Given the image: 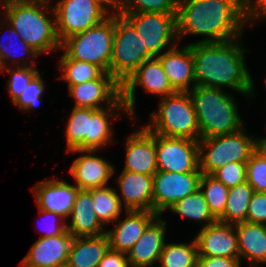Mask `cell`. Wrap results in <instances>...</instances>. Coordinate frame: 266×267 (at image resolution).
Returning <instances> with one entry per match:
<instances>
[{
    "label": "cell",
    "instance_id": "obj_1",
    "mask_svg": "<svg viewBox=\"0 0 266 267\" xmlns=\"http://www.w3.org/2000/svg\"><path fill=\"white\" fill-rule=\"evenodd\" d=\"M247 23L244 0H178L177 36L204 35L194 43L238 39Z\"/></svg>",
    "mask_w": 266,
    "mask_h": 267
},
{
    "label": "cell",
    "instance_id": "obj_2",
    "mask_svg": "<svg viewBox=\"0 0 266 267\" xmlns=\"http://www.w3.org/2000/svg\"><path fill=\"white\" fill-rule=\"evenodd\" d=\"M238 41L190 43L196 85L218 89L224 86L248 95V99L254 96V81L244 58L246 50Z\"/></svg>",
    "mask_w": 266,
    "mask_h": 267
},
{
    "label": "cell",
    "instance_id": "obj_3",
    "mask_svg": "<svg viewBox=\"0 0 266 267\" xmlns=\"http://www.w3.org/2000/svg\"><path fill=\"white\" fill-rule=\"evenodd\" d=\"M50 1L8 0L2 13L20 38L39 54L61 50L56 33L55 13ZM48 10H47V8ZM50 11V12H49ZM46 13V14H45ZM52 15L50 16L47 15Z\"/></svg>",
    "mask_w": 266,
    "mask_h": 267
},
{
    "label": "cell",
    "instance_id": "obj_4",
    "mask_svg": "<svg viewBox=\"0 0 266 267\" xmlns=\"http://www.w3.org/2000/svg\"><path fill=\"white\" fill-rule=\"evenodd\" d=\"M200 139L232 134L243 128L235 99L223 89L195 85L190 89Z\"/></svg>",
    "mask_w": 266,
    "mask_h": 267
},
{
    "label": "cell",
    "instance_id": "obj_5",
    "mask_svg": "<svg viewBox=\"0 0 266 267\" xmlns=\"http://www.w3.org/2000/svg\"><path fill=\"white\" fill-rule=\"evenodd\" d=\"M118 110L128 115L122 97L113 105L101 109H72L64 137H66L67 153L73 150H99L112 139L110 128L111 116L118 118ZM116 112V114H115ZM111 118V119H110Z\"/></svg>",
    "mask_w": 266,
    "mask_h": 267
},
{
    "label": "cell",
    "instance_id": "obj_6",
    "mask_svg": "<svg viewBox=\"0 0 266 267\" xmlns=\"http://www.w3.org/2000/svg\"><path fill=\"white\" fill-rule=\"evenodd\" d=\"M159 109L150 114V123L145 127L169 138L200 139L197 115L189 92H176L162 97Z\"/></svg>",
    "mask_w": 266,
    "mask_h": 267
},
{
    "label": "cell",
    "instance_id": "obj_7",
    "mask_svg": "<svg viewBox=\"0 0 266 267\" xmlns=\"http://www.w3.org/2000/svg\"><path fill=\"white\" fill-rule=\"evenodd\" d=\"M245 129L243 127L232 134L199 139L200 171L212 175L227 163L247 162L258 149L259 138L246 135Z\"/></svg>",
    "mask_w": 266,
    "mask_h": 267
},
{
    "label": "cell",
    "instance_id": "obj_8",
    "mask_svg": "<svg viewBox=\"0 0 266 267\" xmlns=\"http://www.w3.org/2000/svg\"><path fill=\"white\" fill-rule=\"evenodd\" d=\"M114 38V13L101 23L64 39L61 49L71 59L99 66L110 74Z\"/></svg>",
    "mask_w": 266,
    "mask_h": 267
},
{
    "label": "cell",
    "instance_id": "obj_9",
    "mask_svg": "<svg viewBox=\"0 0 266 267\" xmlns=\"http://www.w3.org/2000/svg\"><path fill=\"white\" fill-rule=\"evenodd\" d=\"M152 58L134 25L124 15L114 13L110 74L123 85L144 61Z\"/></svg>",
    "mask_w": 266,
    "mask_h": 267
},
{
    "label": "cell",
    "instance_id": "obj_10",
    "mask_svg": "<svg viewBox=\"0 0 266 267\" xmlns=\"http://www.w3.org/2000/svg\"><path fill=\"white\" fill-rule=\"evenodd\" d=\"M53 8L60 42L96 26L110 15L97 0H60Z\"/></svg>",
    "mask_w": 266,
    "mask_h": 267
},
{
    "label": "cell",
    "instance_id": "obj_11",
    "mask_svg": "<svg viewBox=\"0 0 266 267\" xmlns=\"http://www.w3.org/2000/svg\"><path fill=\"white\" fill-rule=\"evenodd\" d=\"M119 14L124 15L134 25L138 36L141 38L143 47L146 48L152 57H158L165 48L168 47L170 49L177 44V14Z\"/></svg>",
    "mask_w": 266,
    "mask_h": 267
},
{
    "label": "cell",
    "instance_id": "obj_12",
    "mask_svg": "<svg viewBox=\"0 0 266 267\" xmlns=\"http://www.w3.org/2000/svg\"><path fill=\"white\" fill-rule=\"evenodd\" d=\"M199 140L169 138L155 134L158 171L201 172L199 169Z\"/></svg>",
    "mask_w": 266,
    "mask_h": 267
},
{
    "label": "cell",
    "instance_id": "obj_13",
    "mask_svg": "<svg viewBox=\"0 0 266 267\" xmlns=\"http://www.w3.org/2000/svg\"><path fill=\"white\" fill-rule=\"evenodd\" d=\"M202 172L157 171L153 175V212L158 216L200 188Z\"/></svg>",
    "mask_w": 266,
    "mask_h": 267
},
{
    "label": "cell",
    "instance_id": "obj_14",
    "mask_svg": "<svg viewBox=\"0 0 266 267\" xmlns=\"http://www.w3.org/2000/svg\"><path fill=\"white\" fill-rule=\"evenodd\" d=\"M137 85L148 93L161 95V98L176 93L169 83L160 60L153 57L144 61L122 85V99L131 119L134 118L135 113Z\"/></svg>",
    "mask_w": 266,
    "mask_h": 267
},
{
    "label": "cell",
    "instance_id": "obj_15",
    "mask_svg": "<svg viewBox=\"0 0 266 267\" xmlns=\"http://www.w3.org/2000/svg\"><path fill=\"white\" fill-rule=\"evenodd\" d=\"M68 91L77 108L101 109V103L113 106L122 97V85L108 72L98 79L70 86Z\"/></svg>",
    "mask_w": 266,
    "mask_h": 267
},
{
    "label": "cell",
    "instance_id": "obj_16",
    "mask_svg": "<svg viewBox=\"0 0 266 267\" xmlns=\"http://www.w3.org/2000/svg\"><path fill=\"white\" fill-rule=\"evenodd\" d=\"M194 239L198 256L239 258L235 224L216 221L205 228H201Z\"/></svg>",
    "mask_w": 266,
    "mask_h": 267
},
{
    "label": "cell",
    "instance_id": "obj_17",
    "mask_svg": "<svg viewBox=\"0 0 266 267\" xmlns=\"http://www.w3.org/2000/svg\"><path fill=\"white\" fill-rule=\"evenodd\" d=\"M73 236L67 230L56 236L40 237L22 259V267H62L67 264Z\"/></svg>",
    "mask_w": 266,
    "mask_h": 267
},
{
    "label": "cell",
    "instance_id": "obj_18",
    "mask_svg": "<svg viewBox=\"0 0 266 267\" xmlns=\"http://www.w3.org/2000/svg\"><path fill=\"white\" fill-rule=\"evenodd\" d=\"M32 190L39 210L54 212L67 221L80 189L63 180L48 179L38 182Z\"/></svg>",
    "mask_w": 266,
    "mask_h": 267
},
{
    "label": "cell",
    "instance_id": "obj_19",
    "mask_svg": "<svg viewBox=\"0 0 266 267\" xmlns=\"http://www.w3.org/2000/svg\"><path fill=\"white\" fill-rule=\"evenodd\" d=\"M125 213L127 217L120 221L117 219L113 229L105 230V233L110 249L127 254L158 215L145 210H125Z\"/></svg>",
    "mask_w": 266,
    "mask_h": 267
},
{
    "label": "cell",
    "instance_id": "obj_20",
    "mask_svg": "<svg viewBox=\"0 0 266 267\" xmlns=\"http://www.w3.org/2000/svg\"><path fill=\"white\" fill-rule=\"evenodd\" d=\"M97 150H73L72 153H82L76 158L71 167L70 174L76 181L79 189H90L107 186V182L114 174V166L102 157L93 155Z\"/></svg>",
    "mask_w": 266,
    "mask_h": 267
},
{
    "label": "cell",
    "instance_id": "obj_21",
    "mask_svg": "<svg viewBox=\"0 0 266 267\" xmlns=\"http://www.w3.org/2000/svg\"><path fill=\"white\" fill-rule=\"evenodd\" d=\"M125 148L126 159L123 170L152 176L158 171L155 134L145 126L127 138Z\"/></svg>",
    "mask_w": 266,
    "mask_h": 267
},
{
    "label": "cell",
    "instance_id": "obj_22",
    "mask_svg": "<svg viewBox=\"0 0 266 267\" xmlns=\"http://www.w3.org/2000/svg\"><path fill=\"white\" fill-rule=\"evenodd\" d=\"M167 75L170 85L176 92H189L196 85L194 76V58L191 44L178 48L176 44L157 57ZM194 83V84H193Z\"/></svg>",
    "mask_w": 266,
    "mask_h": 267
},
{
    "label": "cell",
    "instance_id": "obj_23",
    "mask_svg": "<svg viewBox=\"0 0 266 267\" xmlns=\"http://www.w3.org/2000/svg\"><path fill=\"white\" fill-rule=\"evenodd\" d=\"M166 221L158 216L128 251L129 267H149L159 262L165 244Z\"/></svg>",
    "mask_w": 266,
    "mask_h": 267
},
{
    "label": "cell",
    "instance_id": "obj_24",
    "mask_svg": "<svg viewBox=\"0 0 266 267\" xmlns=\"http://www.w3.org/2000/svg\"><path fill=\"white\" fill-rule=\"evenodd\" d=\"M121 195H117L125 210L153 211V176L123 170L118 176ZM122 197V198H120Z\"/></svg>",
    "mask_w": 266,
    "mask_h": 267
},
{
    "label": "cell",
    "instance_id": "obj_25",
    "mask_svg": "<svg viewBox=\"0 0 266 267\" xmlns=\"http://www.w3.org/2000/svg\"><path fill=\"white\" fill-rule=\"evenodd\" d=\"M93 208L91 192L80 189L72 207L70 224H66L73 237L97 236L106 232Z\"/></svg>",
    "mask_w": 266,
    "mask_h": 267
},
{
    "label": "cell",
    "instance_id": "obj_26",
    "mask_svg": "<svg viewBox=\"0 0 266 267\" xmlns=\"http://www.w3.org/2000/svg\"><path fill=\"white\" fill-rule=\"evenodd\" d=\"M237 233L240 263L244 259L250 267H259L266 263V225L240 222L235 224ZM257 264V265H256Z\"/></svg>",
    "mask_w": 266,
    "mask_h": 267
},
{
    "label": "cell",
    "instance_id": "obj_27",
    "mask_svg": "<svg viewBox=\"0 0 266 267\" xmlns=\"http://www.w3.org/2000/svg\"><path fill=\"white\" fill-rule=\"evenodd\" d=\"M109 248L106 233L97 236L74 237L66 265L68 267H97Z\"/></svg>",
    "mask_w": 266,
    "mask_h": 267
},
{
    "label": "cell",
    "instance_id": "obj_28",
    "mask_svg": "<svg viewBox=\"0 0 266 267\" xmlns=\"http://www.w3.org/2000/svg\"><path fill=\"white\" fill-rule=\"evenodd\" d=\"M168 210L172 213L182 216L195 222H205L203 228L218 221L211 213L209 205L200 188L192 194H189L182 200L176 202Z\"/></svg>",
    "mask_w": 266,
    "mask_h": 267
},
{
    "label": "cell",
    "instance_id": "obj_29",
    "mask_svg": "<svg viewBox=\"0 0 266 267\" xmlns=\"http://www.w3.org/2000/svg\"><path fill=\"white\" fill-rule=\"evenodd\" d=\"M88 190L91 192L96 216L104 226L119 219L123 205L115 188L104 186Z\"/></svg>",
    "mask_w": 266,
    "mask_h": 267
},
{
    "label": "cell",
    "instance_id": "obj_30",
    "mask_svg": "<svg viewBox=\"0 0 266 267\" xmlns=\"http://www.w3.org/2000/svg\"><path fill=\"white\" fill-rule=\"evenodd\" d=\"M253 193V187L247 181L229 188L224 215L218 221L228 224L246 221V213Z\"/></svg>",
    "mask_w": 266,
    "mask_h": 267
},
{
    "label": "cell",
    "instance_id": "obj_31",
    "mask_svg": "<svg viewBox=\"0 0 266 267\" xmlns=\"http://www.w3.org/2000/svg\"><path fill=\"white\" fill-rule=\"evenodd\" d=\"M59 68L63 71L61 77L70 86H75L93 79H98L104 71L97 65L85 61L68 58L64 53L59 60Z\"/></svg>",
    "mask_w": 266,
    "mask_h": 267
},
{
    "label": "cell",
    "instance_id": "obj_32",
    "mask_svg": "<svg viewBox=\"0 0 266 267\" xmlns=\"http://www.w3.org/2000/svg\"><path fill=\"white\" fill-rule=\"evenodd\" d=\"M198 251L195 239L190 243L164 244L160 267H197Z\"/></svg>",
    "mask_w": 266,
    "mask_h": 267
},
{
    "label": "cell",
    "instance_id": "obj_33",
    "mask_svg": "<svg viewBox=\"0 0 266 267\" xmlns=\"http://www.w3.org/2000/svg\"><path fill=\"white\" fill-rule=\"evenodd\" d=\"M2 20L3 21L2 22L0 21V23H3L4 25L6 24L9 29V35L6 36L9 38V43H8L9 46H6L7 44L4 45V43L1 42L3 40L0 38L1 70L2 68H6V66H8L6 65L7 61L9 62V60L14 61L18 59L16 57L18 55H19L18 57L21 58L22 60L25 59V61H23V64L20 63L21 67H27L29 66V64L31 65V63H33L34 61L33 58L35 59V57L39 56L40 54L37 51H35L31 46H29L24 40H22L19 34L16 33L14 28L4 18ZM17 46L20 47L18 48ZM16 47L18 48V51H20V53L16 50ZM23 53L26 54V56L28 55L29 57L27 56L24 57L23 59L22 57ZM27 60H29V64Z\"/></svg>",
    "mask_w": 266,
    "mask_h": 267
},
{
    "label": "cell",
    "instance_id": "obj_34",
    "mask_svg": "<svg viewBox=\"0 0 266 267\" xmlns=\"http://www.w3.org/2000/svg\"><path fill=\"white\" fill-rule=\"evenodd\" d=\"M200 190L205 196L212 215L219 220L224 215L229 188L214 176L202 173Z\"/></svg>",
    "mask_w": 266,
    "mask_h": 267
},
{
    "label": "cell",
    "instance_id": "obj_35",
    "mask_svg": "<svg viewBox=\"0 0 266 267\" xmlns=\"http://www.w3.org/2000/svg\"><path fill=\"white\" fill-rule=\"evenodd\" d=\"M178 0H123L119 13L177 14Z\"/></svg>",
    "mask_w": 266,
    "mask_h": 267
},
{
    "label": "cell",
    "instance_id": "obj_36",
    "mask_svg": "<svg viewBox=\"0 0 266 267\" xmlns=\"http://www.w3.org/2000/svg\"><path fill=\"white\" fill-rule=\"evenodd\" d=\"M246 181L256 192H266V153L258 147L246 162Z\"/></svg>",
    "mask_w": 266,
    "mask_h": 267
},
{
    "label": "cell",
    "instance_id": "obj_37",
    "mask_svg": "<svg viewBox=\"0 0 266 267\" xmlns=\"http://www.w3.org/2000/svg\"><path fill=\"white\" fill-rule=\"evenodd\" d=\"M15 63V68L13 69L11 67H6L2 68L0 72H8L10 73V79L7 83V90L10 94V98L12 102H14L17 97L22 93V91L27 87L29 82L39 73V71L36 68V65H31L27 67H21V66H16V61ZM33 66V67H32Z\"/></svg>",
    "mask_w": 266,
    "mask_h": 267
},
{
    "label": "cell",
    "instance_id": "obj_38",
    "mask_svg": "<svg viewBox=\"0 0 266 267\" xmlns=\"http://www.w3.org/2000/svg\"><path fill=\"white\" fill-rule=\"evenodd\" d=\"M44 81L41 77L40 72L29 82L27 87L22 91V93L13 102L17 105L19 109L24 111L34 110L36 106L39 105L44 93Z\"/></svg>",
    "mask_w": 266,
    "mask_h": 267
},
{
    "label": "cell",
    "instance_id": "obj_39",
    "mask_svg": "<svg viewBox=\"0 0 266 267\" xmlns=\"http://www.w3.org/2000/svg\"><path fill=\"white\" fill-rule=\"evenodd\" d=\"M212 176L227 188L246 181V162H231L216 170Z\"/></svg>",
    "mask_w": 266,
    "mask_h": 267
},
{
    "label": "cell",
    "instance_id": "obj_40",
    "mask_svg": "<svg viewBox=\"0 0 266 267\" xmlns=\"http://www.w3.org/2000/svg\"><path fill=\"white\" fill-rule=\"evenodd\" d=\"M246 222L266 225V192L254 191L248 205Z\"/></svg>",
    "mask_w": 266,
    "mask_h": 267
},
{
    "label": "cell",
    "instance_id": "obj_41",
    "mask_svg": "<svg viewBox=\"0 0 266 267\" xmlns=\"http://www.w3.org/2000/svg\"><path fill=\"white\" fill-rule=\"evenodd\" d=\"M39 211L45 218V221L43 220V222L44 224H46L43 229V232L45 233L41 237L61 235L67 230L66 228L67 223L63 217L54 212H48L44 210H39Z\"/></svg>",
    "mask_w": 266,
    "mask_h": 267
},
{
    "label": "cell",
    "instance_id": "obj_42",
    "mask_svg": "<svg viewBox=\"0 0 266 267\" xmlns=\"http://www.w3.org/2000/svg\"><path fill=\"white\" fill-rule=\"evenodd\" d=\"M244 14L247 22L266 18V0H244Z\"/></svg>",
    "mask_w": 266,
    "mask_h": 267
},
{
    "label": "cell",
    "instance_id": "obj_43",
    "mask_svg": "<svg viewBox=\"0 0 266 267\" xmlns=\"http://www.w3.org/2000/svg\"><path fill=\"white\" fill-rule=\"evenodd\" d=\"M197 267H241L240 258L198 256Z\"/></svg>",
    "mask_w": 266,
    "mask_h": 267
},
{
    "label": "cell",
    "instance_id": "obj_44",
    "mask_svg": "<svg viewBox=\"0 0 266 267\" xmlns=\"http://www.w3.org/2000/svg\"><path fill=\"white\" fill-rule=\"evenodd\" d=\"M97 267H129L127 254L109 248Z\"/></svg>",
    "mask_w": 266,
    "mask_h": 267
},
{
    "label": "cell",
    "instance_id": "obj_45",
    "mask_svg": "<svg viewBox=\"0 0 266 267\" xmlns=\"http://www.w3.org/2000/svg\"><path fill=\"white\" fill-rule=\"evenodd\" d=\"M106 10L111 11L113 13H119L121 11V6L123 4V0H97Z\"/></svg>",
    "mask_w": 266,
    "mask_h": 267
},
{
    "label": "cell",
    "instance_id": "obj_46",
    "mask_svg": "<svg viewBox=\"0 0 266 267\" xmlns=\"http://www.w3.org/2000/svg\"><path fill=\"white\" fill-rule=\"evenodd\" d=\"M259 147L266 153V137L259 139Z\"/></svg>",
    "mask_w": 266,
    "mask_h": 267
},
{
    "label": "cell",
    "instance_id": "obj_47",
    "mask_svg": "<svg viewBox=\"0 0 266 267\" xmlns=\"http://www.w3.org/2000/svg\"><path fill=\"white\" fill-rule=\"evenodd\" d=\"M7 2H8V0H0V6L3 5V7H4L7 4Z\"/></svg>",
    "mask_w": 266,
    "mask_h": 267
},
{
    "label": "cell",
    "instance_id": "obj_48",
    "mask_svg": "<svg viewBox=\"0 0 266 267\" xmlns=\"http://www.w3.org/2000/svg\"><path fill=\"white\" fill-rule=\"evenodd\" d=\"M25 1H51V0H25Z\"/></svg>",
    "mask_w": 266,
    "mask_h": 267
}]
</instances>
